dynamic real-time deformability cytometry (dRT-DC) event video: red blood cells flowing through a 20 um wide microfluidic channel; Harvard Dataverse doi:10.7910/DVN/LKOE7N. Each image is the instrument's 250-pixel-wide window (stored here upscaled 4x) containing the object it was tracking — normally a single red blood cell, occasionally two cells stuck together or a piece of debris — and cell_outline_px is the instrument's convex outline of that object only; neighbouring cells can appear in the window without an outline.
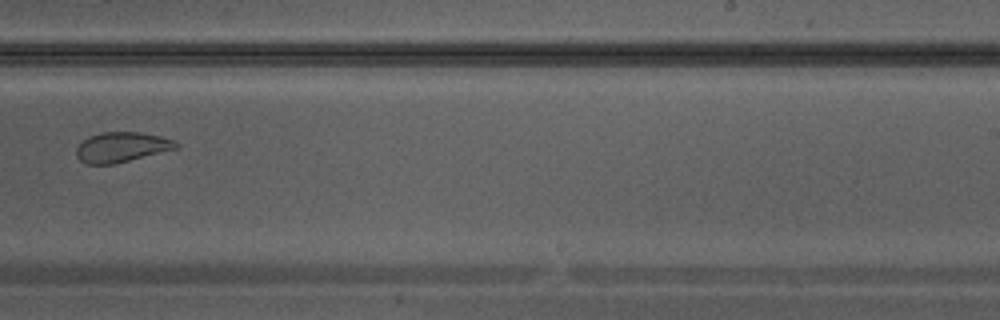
{"species": "Egyptian fruit bat (a non-hibernating species)", "species_latin": "Rousettus aegyptiacus", "temperature_condition": "warm", "stored_images_in_passage": 34, "camera_frame_rate_fps": 3000, "um_per_image_px": 0.085, "animal": {"sex": "male"}, "frame": {"image": 1, "passage_image": 20, "time_ms": 6.333, "image_size_px": [1000, 320], "cell_outline_px": [[180, 148], [112, 164], [88, 164], [80, 160], [76, 156], [76, 148], [88, 136], [100, 132], [140, 132], [160, 136], [172, 140], [180, 144]], "centroid_in_image_um": [10.34, 12.5], "position_along_channel_um": 278.7, "area_um2": 17.4}}
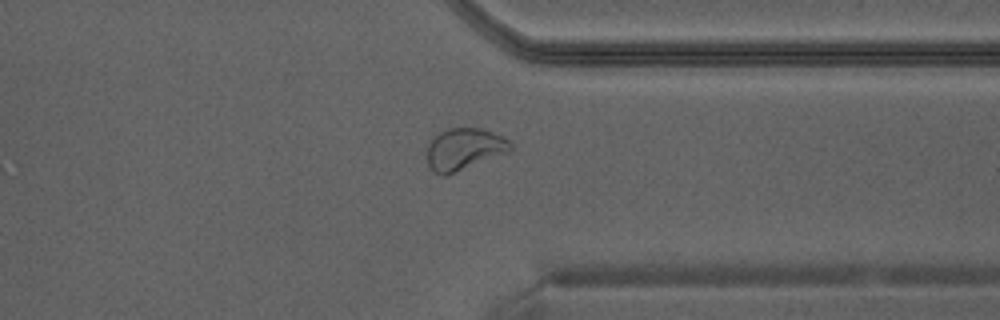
{"frame": {"image": 2, "passage_image": 25, "time_ms": 8.0, "image_size_px": [1000, 320], "cell_outline_px": [[512, 148], [508, 152], [444, 176], [436, 172], [428, 164], [428, 144], [440, 132], [448, 128], [484, 128], [508, 140], [512, 144]], "centroid_in_image_um": [39.47, 12.65], "position_along_channel_um": 371.9, "area_um2": 19.83}}